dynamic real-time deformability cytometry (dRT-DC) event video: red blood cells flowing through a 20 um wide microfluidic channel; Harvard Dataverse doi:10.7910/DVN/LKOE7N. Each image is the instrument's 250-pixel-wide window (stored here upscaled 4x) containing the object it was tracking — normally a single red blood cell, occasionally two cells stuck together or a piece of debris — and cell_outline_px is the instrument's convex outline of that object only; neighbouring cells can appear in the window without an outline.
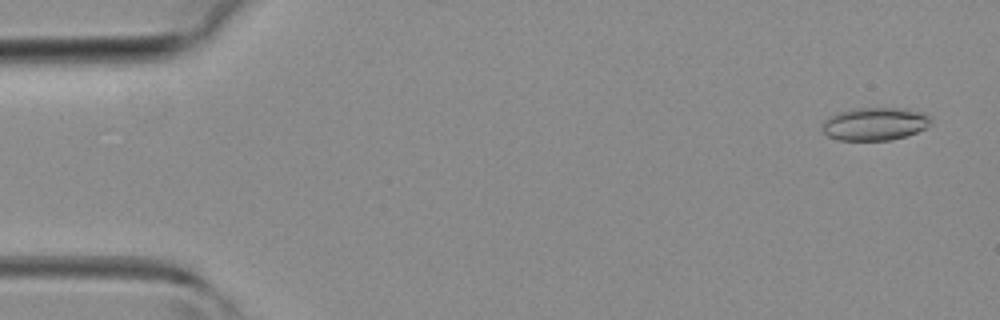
{"species": "common noctule bat (a hibernating species)", "species_latin": "Nyctalus noctula", "temperature_condition": "room temperature", "stored_images_in_passage": 41, "camera_frame_rate_fps": 3000, "um_per_image_px": 0.085, "animal": {"sex": "female", "body_mass_g": 19.3, "forearm_length_mm": 54.1}, "frame": {"image": 1, "passage_image": 2, "time_ms": 0.333, "image_size_px": [1000, 320], "cell_outline_px": [[932, 120], [928, 128], [892, 140], [840, 140], [828, 136], [824, 132], [824, 120], [828, 116], [852, 108], [904, 108], [924, 112], [932, 116]], "centroid_in_image_um": [74.42, 10.52], "position_along_channel_um": 10.6, "area_um2": 20.98}}
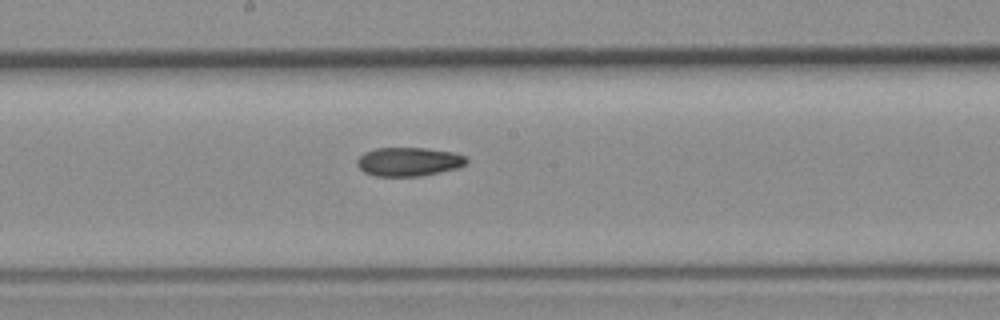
{"frame": {"image": 2, "passage_image": 22, "time_ms": 7.0, "image_size_px": [1000, 320], "cell_outline_px": [[468, 164], [456, 168], [440, 172], [420, 176], [372, 176], [364, 172], [356, 164], [356, 160], [364, 152], [376, 148], [424, 148], [452, 152], [464, 156], [468, 160]], "centroid_in_image_um": [34.71, 13.75], "position_along_channel_um": 213.5, "area_um2": 18.38}}
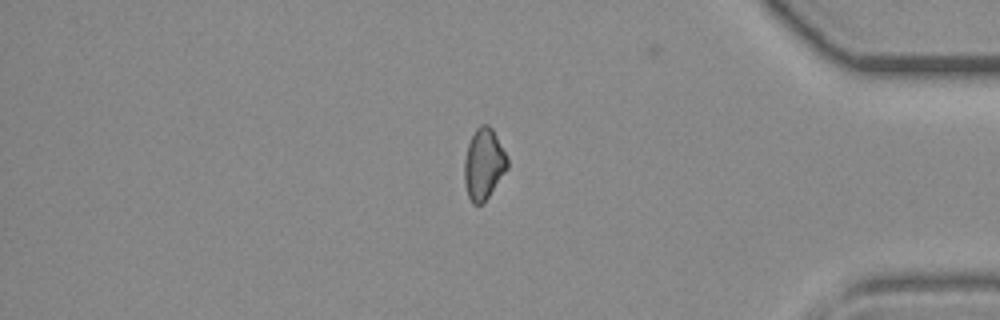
{"frame": {"image": 3, "passage_image": 35, "time_ms": 11.333, "image_size_px": [1000, 320], "cell_outline_px": [[508, 168], [488, 196], [480, 204], [472, 204], [468, 196], [464, 180], [464, 160], [468, 144], [476, 128], [480, 124], [488, 124], [492, 128], [508, 160]], "centroid_in_image_um": [41.1, 13.93], "position_along_channel_um": 394.1, "area_um2": 17.51}}